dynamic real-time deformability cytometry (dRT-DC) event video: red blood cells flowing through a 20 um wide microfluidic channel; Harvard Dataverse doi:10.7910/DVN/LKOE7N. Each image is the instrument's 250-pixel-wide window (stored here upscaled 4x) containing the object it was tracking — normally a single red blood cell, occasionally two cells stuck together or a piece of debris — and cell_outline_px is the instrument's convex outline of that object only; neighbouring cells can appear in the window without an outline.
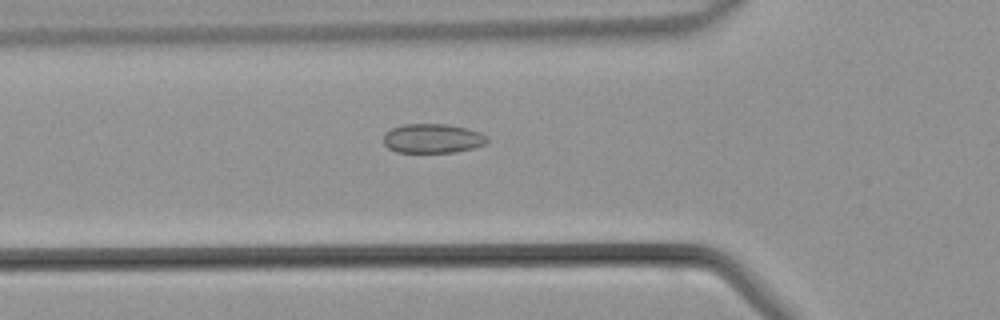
{"species": "common noctule bat (a hibernating species)", "species_latin": "Nyctalus noctula", "temperature_condition": "warm", "stored_images_in_passage": 43, "camera_frame_rate_fps": 3000, "um_per_image_px": 0.085, "animal": {"sex": "male", "body_mass_g": 21.5, "forearm_length_mm": 52.0}, "frame": {"image": 1, "passage_image": 14, "time_ms": 4.333, "image_size_px": [1000, 320], "cell_outline_px": [[488, 140], [484, 144], [472, 148], [456, 152], [396, 152], [388, 148], [384, 144], [384, 136], [392, 128], [404, 124], [448, 124], [468, 128], [480, 132], [488, 136]], "centroid_in_image_um": [36.79, 11.76], "position_along_channel_um": 89.0, "area_um2": 17.69}}
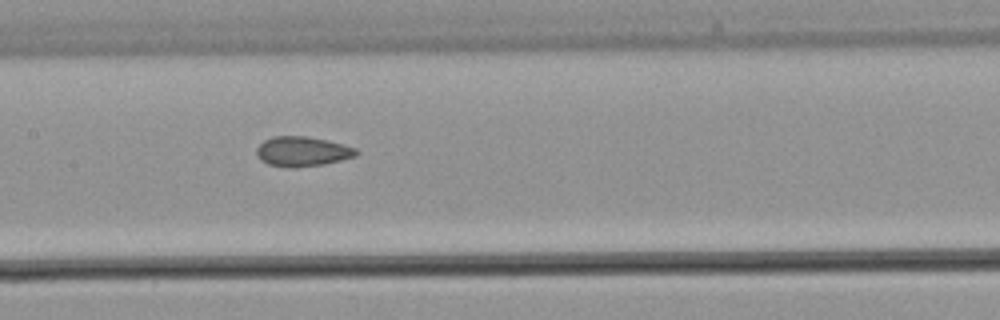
{"frame": {"image": 2, "passage_image": 20, "time_ms": 6.333, "image_size_px": [1000, 320], "cell_outline_px": [[360, 152], [356, 156], [324, 164], [296, 168], [292, 168], [268, 164], [260, 160], [256, 156], [256, 148], [264, 140], [272, 136], [304, 136], [344, 144], [356, 148]], "centroid_in_image_um": [25.68, 12.88], "position_along_channel_um": 181.7, "area_um2": 17.4}}
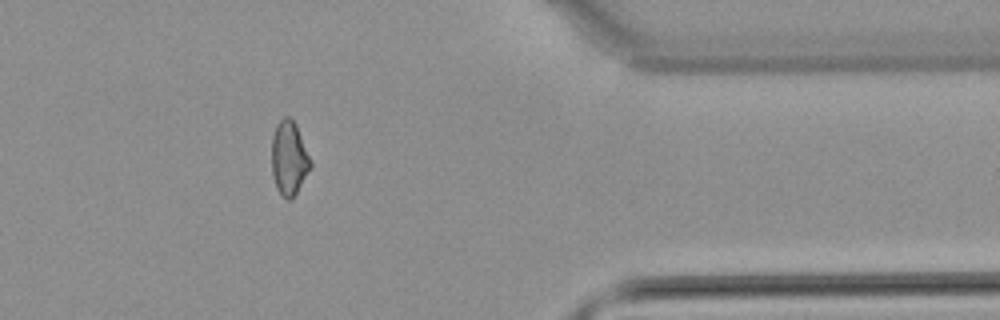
{"frame": {"image": 3, "passage_image": 35, "time_ms": 11.333, "image_size_px": [1000, 320], "cell_outline_px": [[312, 168], [292, 200], [288, 200], [276, 188], [272, 176], [272, 136], [276, 124], [284, 116], [288, 116], [296, 124], [312, 160]], "centroid_in_image_um": [24.59, 13.45], "position_along_channel_um": 386.8, "area_um2": 17.05}}